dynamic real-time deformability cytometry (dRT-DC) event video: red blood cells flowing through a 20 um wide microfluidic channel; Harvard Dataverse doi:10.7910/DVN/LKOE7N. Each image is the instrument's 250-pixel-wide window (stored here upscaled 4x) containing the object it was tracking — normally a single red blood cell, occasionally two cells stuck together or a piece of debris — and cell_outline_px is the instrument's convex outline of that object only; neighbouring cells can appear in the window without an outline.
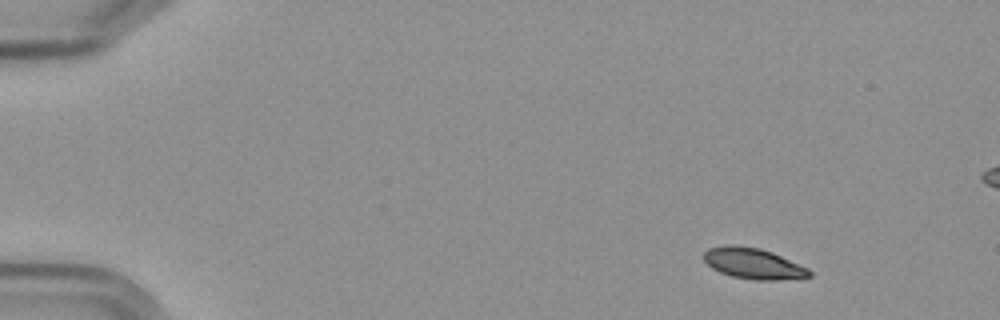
{"species": "Egyptian fruit bat (a non-hibernating species)", "species_latin": "Rousettus aegyptiacus", "temperature_condition": "cold", "stored_images_in_passage": 5, "camera_frame_rate_fps": 3000, "um_per_image_px": 0.085, "frame": {"image": 1, "passage_image": 1, "time_ms": 0.0, "image_size_px": [1000, 320], "cell_outline_px": [[812, 276], [776, 280], [756, 280], [732, 276], [720, 272], [712, 268], [704, 260], [704, 252], [708, 248], [728, 244], [732, 244], [760, 248], [772, 252], [808, 268], [812, 272]], "centroid_in_image_um": [64.01, 22.39], "position_along_channel_um": 21.0, "area_um2": 18.9}}